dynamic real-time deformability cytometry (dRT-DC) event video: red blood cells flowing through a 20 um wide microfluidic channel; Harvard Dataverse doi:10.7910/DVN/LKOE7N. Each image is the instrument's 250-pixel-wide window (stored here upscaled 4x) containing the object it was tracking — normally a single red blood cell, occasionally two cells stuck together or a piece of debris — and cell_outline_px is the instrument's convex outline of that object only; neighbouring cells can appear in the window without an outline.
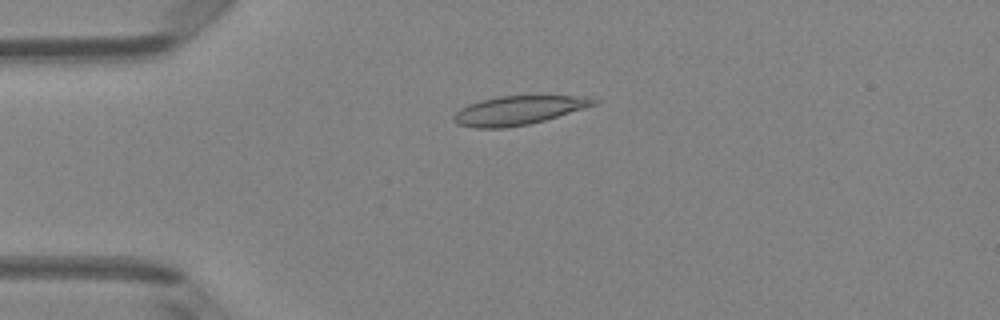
{"species": "Egyptian fruit bat (a non-hibernating species)", "species_latin": "Rousettus aegyptiacus", "temperature_condition": "room temperature", "stored_images_in_passage": 49, "camera_frame_rate_fps": 3000, "um_per_image_px": 0.085, "animal": {"sex": "female"}, "frame": {"image": 1, "passage_image": 12, "time_ms": 3.667, "image_size_px": [1000, 320], "cell_outline_px": [[600, 100], [596, 104], [584, 108], [544, 120], [528, 124], [504, 128], [476, 128], [456, 124], [452, 120], [452, 116], [460, 108], [468, 104], [480, 100], [500, 96], [588, 96]], "centroid_in_image_um": [44.03, 9.38], "position_along_channel_um": 41.0, "area_um2": 23.52}}
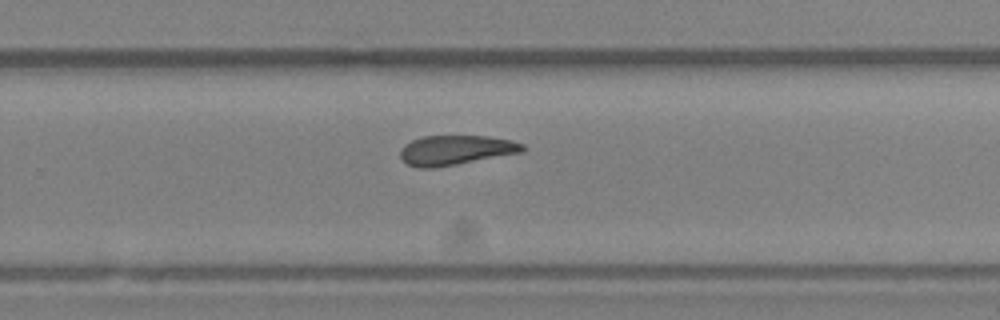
{"frame": {"image": 2, "passage_image": 32, "time_ms": 10.333, "image_size_px": [1000, 320], "cell_outline_px": [[528, 148], [524, 152], [456, 164], [432, 168], [416, 168], [408, 164], [400, 156], [400, 148], [404, 144], [412, 140], [424, 136], [488, 136], [512, 140], [524, 144]], "centroid_in_image_um": [38.77, 12.75], "position_along_channel_um": 291.0, "area_um2": 21.27}}
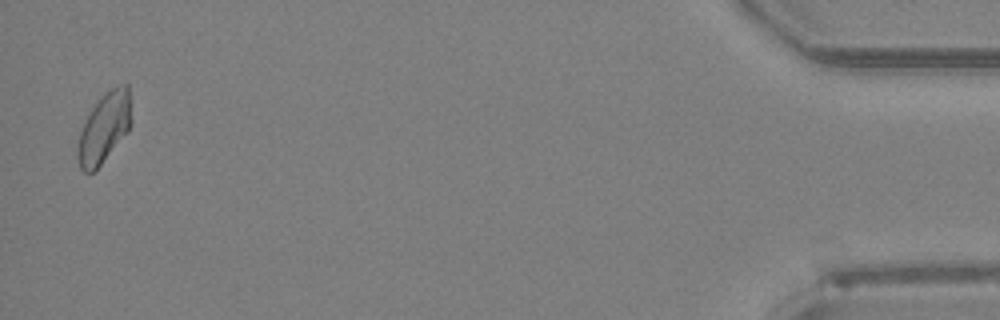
{"frame": {"image": 3, "passage_image": 48, "time_ms": 15.667, "image_size_px": [1000, 320], "cell_outline_px": [[132, 120], [128, 132], [100, 164], [92, 172], [84, 172], [80, 168], [76, 156], [76, 148], [80, 132], [84, 120], [92, 108], [104, 92], [120, 84], [128, 84]], "centroid_in_image_um": [8.85, 10.84], "position_along_channel_um": 426.3, "area_um2": 21.91}, "authors_computed_cell_mechanics": {"area_um2": 22.1952, "velocity_mm_per_s": 4.177, "shape_relaxation_time_tau1_ms": null, "shape_relaxation_time_tau2_ms": 6.1226, "deformation_change_tau1": null, "deformation_change_tau2": 0.1242}}